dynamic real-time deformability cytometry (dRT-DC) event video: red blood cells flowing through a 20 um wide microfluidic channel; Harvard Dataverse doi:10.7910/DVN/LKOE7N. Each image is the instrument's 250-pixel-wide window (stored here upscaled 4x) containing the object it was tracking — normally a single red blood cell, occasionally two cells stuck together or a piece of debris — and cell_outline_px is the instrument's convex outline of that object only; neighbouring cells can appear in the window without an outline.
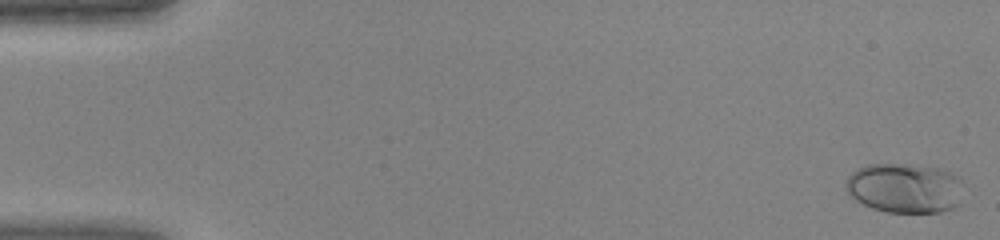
{"species": "human", "species_latin": "Homo sapiens", "temperature_condition": "warm", "stored_images_in_passage": 46, "camera_frame_rate_fps": 3000, "um_per_image_px": 0.085, "donor": {"sex": "female"}, "frame": {"image": 1, "passage_image": 1, "time_ms": 0.0, "image_size_px": [1000, 240], "cell_outline_px": [[960, 204], [952, 208], [940, 212], [888, 212], [872, 208], [856, 200], [844, 188], [848, 176], [856, 168], [868, 164], [908, 164], [940, 168], [960, 176]], "centroid_in_image_um": [76.89, 15.97], "position_along_channel_um": 8.1, "area_um2": 34.22}}
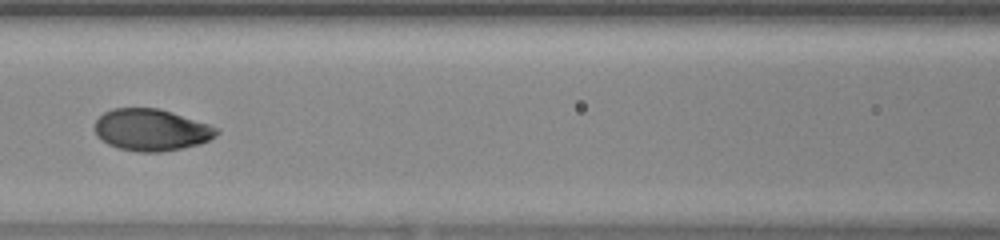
{"frame": {"image": 2, "passage_image": 21, "time_ms": 6.667, "image_size_px": [1000, 240], "cell_outline_px": [[220, 132], [216, 136], [200, 144], [160, 152], [140, 152], [120, 148], [108, 144], [100, 140], [96, 136], [92, 128], [96, 120], [104, 112], [112, 108], [156, 108], [172, 112], [208, 124], [216, 128]], "centroid_in_image_um": [12.81, 11.04], "position_along_channel_um": 153.8, "area_um2": 29.71}}
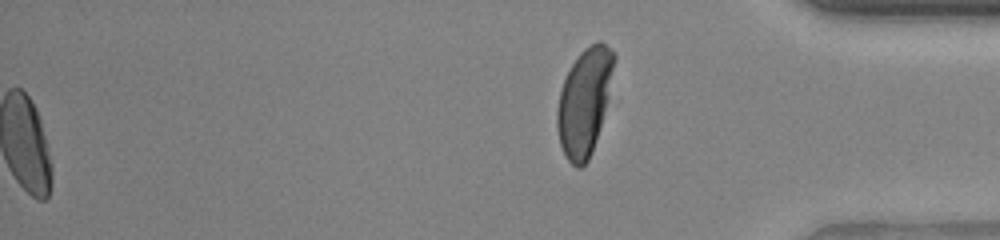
{"frame": {"image": 3, "passage_image": 46, "time_ms": 15.0, "image_size_px": [1000, 240], "cell_outline_px": [[616, 60], [608, 100], [596, 140], [592, 152], [588, 160], [580, 168], [576, 168], [568, 160], [560, 144], [556, 128], [556, 112], [560, 92], [564, 80], [572, 64], [580, 52], [584, 48], [596, 40], [600, 40], [616, 56]], "centroid_in_image_um": [49.68, 8.64], "position_along_channel_um": 385.5, "area_um2": 35.37}}